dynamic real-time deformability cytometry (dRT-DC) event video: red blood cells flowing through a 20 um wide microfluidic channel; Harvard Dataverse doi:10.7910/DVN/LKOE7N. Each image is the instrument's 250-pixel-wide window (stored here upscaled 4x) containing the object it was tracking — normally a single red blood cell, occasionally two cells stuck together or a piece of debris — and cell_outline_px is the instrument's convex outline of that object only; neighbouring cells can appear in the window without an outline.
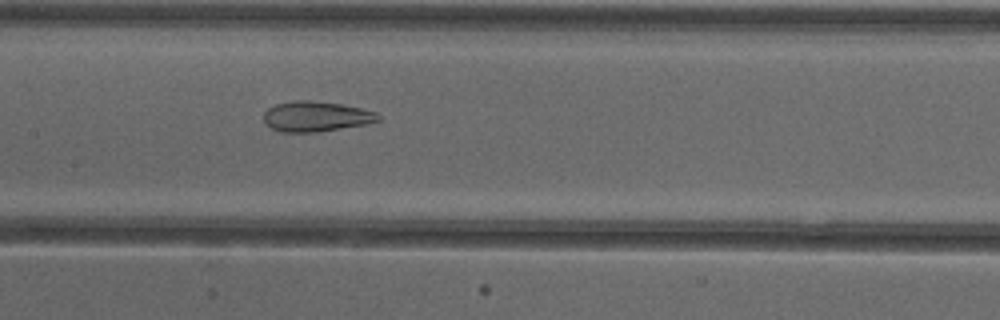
{"species": "common noctule bat (a hibernating species)", "species_latin": "Nyctalus noctula", "temperature_condition": "cold", "stored_images_in_passage": 44, "camera_frame_rate_fps": 3000, "um_per_image_px": 0.085, "animal": {"sex": "female"}, "frame": {"image": 1, "passage_image": 26, "time_ms": 8.333, "image_size_px": [1000, 320], "cell_outline_px": [[380, 120], [368, 124], [316, 132], [280, 132], [272, 128], [264, 120], [264, 112], [268, 108], [276, 104], [296, 100], [308, 100], [340, 104], [360, 108], [376, 112], [380, 116]], "centroid_in_image_um": [26.87, 9.9], "position_along_channel_um": 180.5, "area_um2": 20.06}}
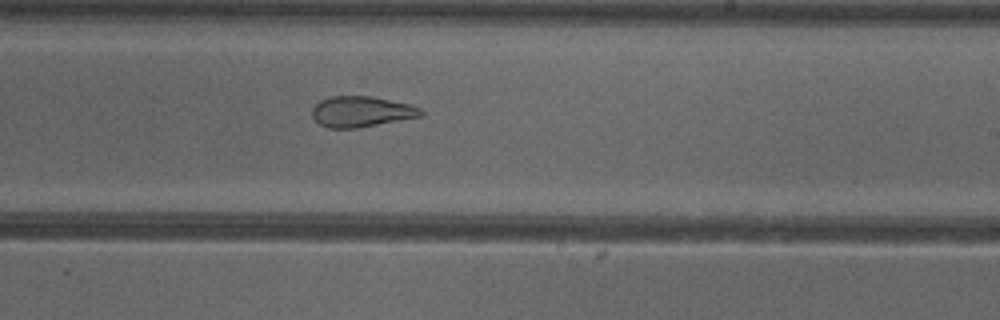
{"frame": {"image": 2, "passage_image": 32, "time_ms": 10.333, "image_size_px": [1000, 320], "cell_outline_px": [[424, 112], [420, 116], [356, 128], [328, 128], [320, 124], [312, 116], [312, 108], [320, 100], [328, 96], [372, 96], [408, 104], [420, 108]], "centroid_in_image_um": [30.67, 9.48], "position_along_channel_um": 258.3, "area_um2": 19.25}}
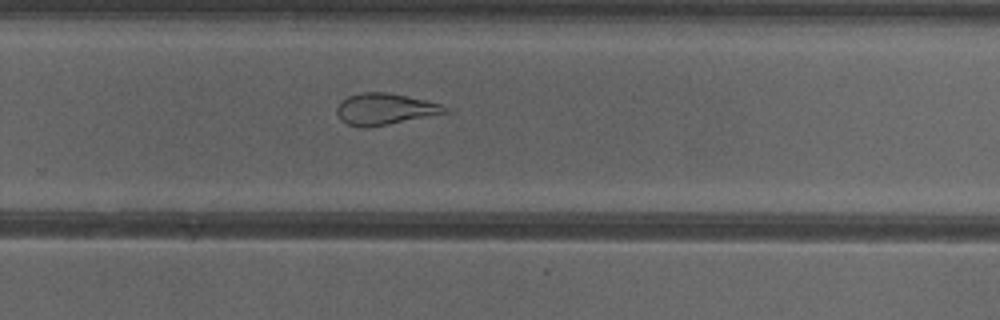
{"frame": {"image": 3, "passage_image": 35, "time_ms": 11.333, "image_size_px": [1000, 320], "cell_outline_px": [[444, 112], [388, 124], [368, 128], [364, 128], [348, 124], [340, 120], [336, 112], [336, 108], [340, 100], [348, 96], [364, 92], [388, 92], [408, 96], [440, 104], [444, 108]], "centroid_in_image_um": [32.57, 9.26], "position_along_channel_um": 297.2, "area_um2": 19.36}, "authors_computed_cell_mechanics": {"area_um2": 22.831, "velocity_mm_per_s": 3.9119, "shape_relaxation_time_tau1_ms": null, "shape_relaxation_time_tau2_ms": 1.618, "deformation_change_tau1": null, "deformation_change_tau2": 0.0915}}